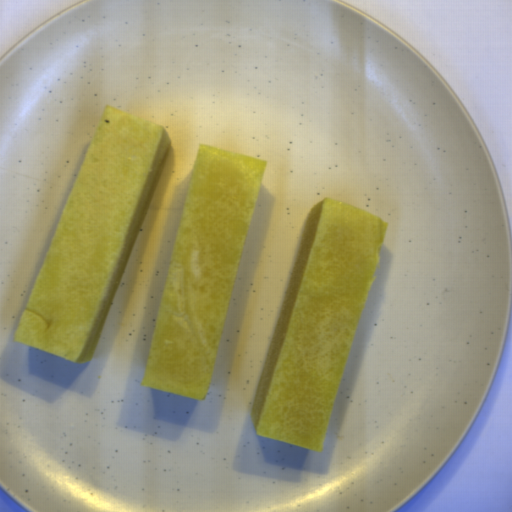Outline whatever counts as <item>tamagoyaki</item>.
<instances>
[{
    "label": "tamagoyaki",
    "instance_id": "2",
    "mask_svg": "<svg viewBox=\"0 0 512 512\" xmlns=\"http://www.w3.org/2000/svg\"><path fill=\"white\" fill-rule=\"evenodd\" d=\"M388 226L332 197L312 207L250 416L256 435L322 453Z\"/></svg>",
    "mask_w": 512,
    "mask_h": 512
},
{
    "label": "tamagoyaki",
    "instance_id": "3",
    "mask_svg": "<svg viewBox=\"0 0 512 512\" xmlns=\"http://www.w3.org/2000/svg\"><path fill=\"white\" fill-rule=\"evenodd\" d=\"M266 165L199 144L141 386L206 400Z\"/></svg>",
    "mask_w": 512,
    "mask_h": 512
},
{
    "label": "tamagoyaki",
    "instance_id": "1",
    "mask_svg": "<svg viewBox=\"0 0 512 512\" xmlns=\"http://www.w3.org/2000/svg\"><path fill=\"white\" fill-rule=\"evenodd\" d=\"M171 143L163 126L104 106L15 341L92 360Z\"/></svg>",
    "mask_w": 512,
    "mask_h": 512
}]
</instances>
